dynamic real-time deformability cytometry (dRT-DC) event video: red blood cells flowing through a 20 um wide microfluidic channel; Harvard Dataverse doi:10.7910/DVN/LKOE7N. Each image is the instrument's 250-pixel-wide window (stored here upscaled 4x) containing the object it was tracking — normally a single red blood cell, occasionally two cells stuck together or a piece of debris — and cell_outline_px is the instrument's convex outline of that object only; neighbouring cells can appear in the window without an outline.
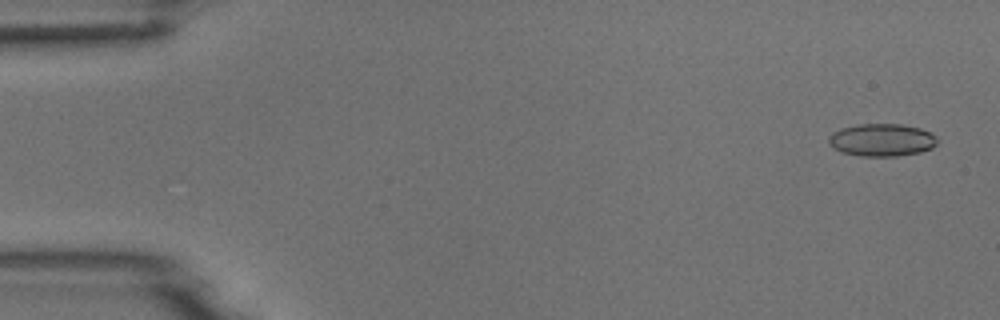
{"species": "common noctule bat (a hibernating species)", "species_latin": "Nyctalus noctula", "temperature_condition": "room temperature", "stored_images_in_passage": 4, "camera_frame_rate_fps": 3000, "um_per_image_px": 0.085, "animal": {"sex": "male", "body_mass_g": 18.8}, "frame": {"image": 1, "passage_image": 1, "time_ms": 0.0, "image_size_px": [1000, 320], "cell_outline_px": [[940, 140], [932, 148], [920, 152], [896, 156], [860, 156], [840, 152], [832, 148], [828, 144], [828, 136], [832, 132], [840, 128], [860, 124], [900, 124], [920, 128], [936, 136]], "centroid_in_image_um": [74.92, 11.9], "position_along_channel_um": 10.1, "area_um2": 20.87}}
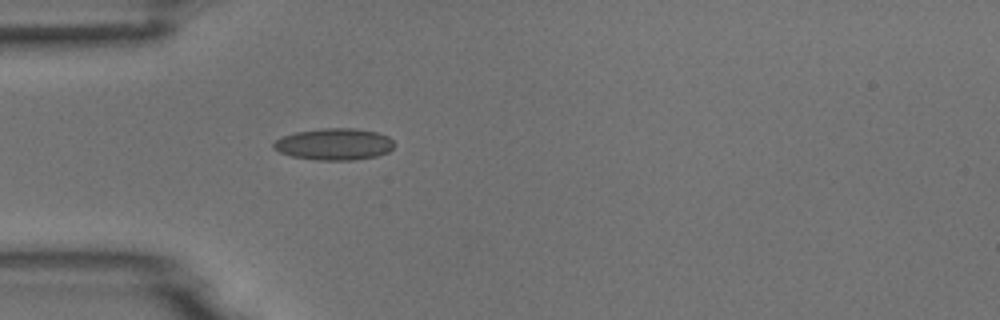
{"frame": {"image": 2, "passage_image": 4, "time_ms": 1.0, "image_size_px": [1000, 320], "cell_outline_px": [[392, 148], [388, 152], [376, 156], [356, 160], [316, 160], [292, 156], [280, 152], [272, 148], [272, 144], [280, 136], [296, 132], [324, 128], [356, 128], [376, 132], [388, 136], [392, 140]], "centroid_in_image_um": [28.38, 12.25], "position_along_channel_um": 56.6, "area_um2": 22.31}}